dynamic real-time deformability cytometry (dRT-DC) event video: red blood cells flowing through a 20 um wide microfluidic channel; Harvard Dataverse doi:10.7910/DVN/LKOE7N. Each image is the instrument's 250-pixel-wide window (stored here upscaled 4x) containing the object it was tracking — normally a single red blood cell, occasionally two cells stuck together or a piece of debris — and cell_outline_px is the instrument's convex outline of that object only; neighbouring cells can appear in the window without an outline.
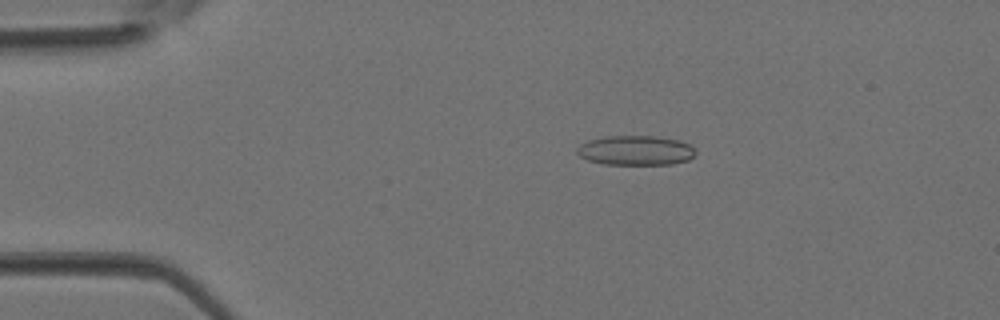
{"species": "Egyptian fruit bat (a non-hibernating species)", "species_latin": "Rousettus aegyptiacus", "temperature_condition": "room temperature", "stored_images_in_passage": 3, "camera_frame_rate_fps": 3000, "um_per_image_px": 0.085, "animal": {"sex": "female"}, "frame": {"image": 1, "passage_image": 2, "time_ms": 0.333, "image_size_px": [1000, 320], "cell_outline_px": [[696, 152], [688, 160], [672, 164], [604, 164], [588, 160], [580, 156], [576, 152], [576, 148], [580, 144], [588, 140], [604, 136], [656, 136], [676, 140], [688, 144]], "centroid_in_image_um": [53.98, 12.78], "position_along_channel_um": 31.0, "area_um2": 20.35}}